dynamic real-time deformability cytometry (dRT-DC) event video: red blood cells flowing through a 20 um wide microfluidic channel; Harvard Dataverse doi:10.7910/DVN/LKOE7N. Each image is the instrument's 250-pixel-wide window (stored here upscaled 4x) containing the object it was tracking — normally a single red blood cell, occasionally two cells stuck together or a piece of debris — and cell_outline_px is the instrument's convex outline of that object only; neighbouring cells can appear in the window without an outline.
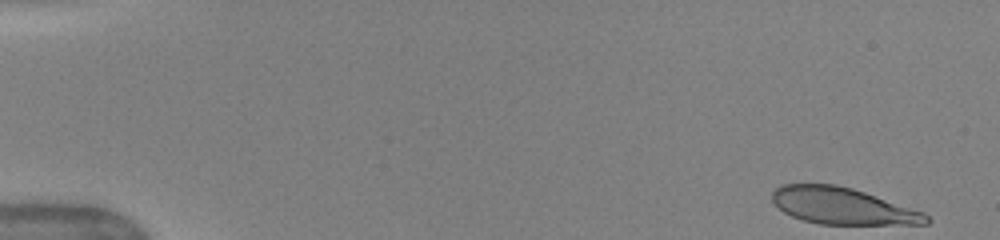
{"species": "human", "species_latin": "Homo sapiens", "temperature_condition": "warm", "stored_images_in_passage": 49, "camera_frame_rate_fps": 3000, "um_per_image_px": 0.085, "donor": {"sex": "female"}, "frame": {"image": 1, "passage_image": 1, "time_ms": 0.0, "image_size_px": [1000, 240], "cell_outline_px": [[932, 220], [928, 224], [820, 224], [804, 220], [792, 216], [784, 212], [772, 200], [772, 192], [780, 184], [836, 184], [852, 188], [924, 212]], "centroid_in_image_um": [71.62, 17.51], "position_along_channel_um": 13.4, "area_um2": 32.66}}
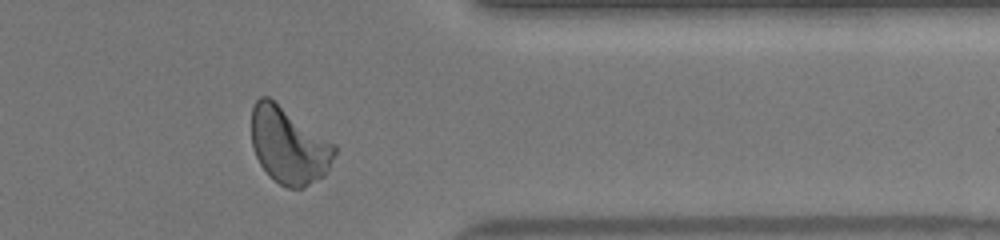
{"frame": {"image": 2, "passage_image": 40, "time_ms": 13.0, "image_size_px": [1000, 240], "cell_outline_px": [[336, 152], [324, 176], [304, 188], [288, 188], [272, 180], [268, 176], [260, 164], [252, 148], [252, 108], [256, 100], [260, 96], [268, 96], [336, 144]], "centroid_in_image_um": [24.54, 12.38], "position_along_channel_um": 386.9, "area_um2": 37.17}}
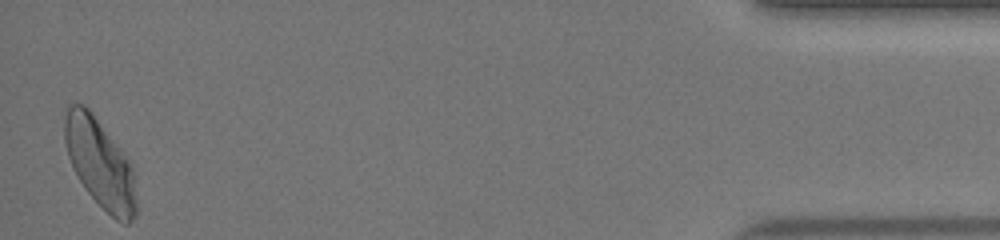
{"frame": {"image": 3, "passage_image": 48, "time_ms": 15.667, "image_size_px": [1000, 240], "cell_outline_px": [[136, 216], [128, 224], [124, 224], [116, 220], [88, 192], [80, 180], [68, 156], [64, 140], [64, 116], [68, 108], [72, 104], [84, 104], [92, 112], [132, 164], [136, 200]], "centroid_in_image_um": [8.5, 13.88], "position_along_channel_um": 426.7, "area_um2": 36.59}, "authors_computed_cell_mechanics": {"area_um2": 35.4314, "velocity_mm_per_s": 4.0338, "shape_relaxation_time_tau1_ms": 4.8134, "shape_relaxation_time_tau2_ms": 0.8816, "deformation_change_tau1": 0.1931, "deformation_change_tau2": 0.0931}}